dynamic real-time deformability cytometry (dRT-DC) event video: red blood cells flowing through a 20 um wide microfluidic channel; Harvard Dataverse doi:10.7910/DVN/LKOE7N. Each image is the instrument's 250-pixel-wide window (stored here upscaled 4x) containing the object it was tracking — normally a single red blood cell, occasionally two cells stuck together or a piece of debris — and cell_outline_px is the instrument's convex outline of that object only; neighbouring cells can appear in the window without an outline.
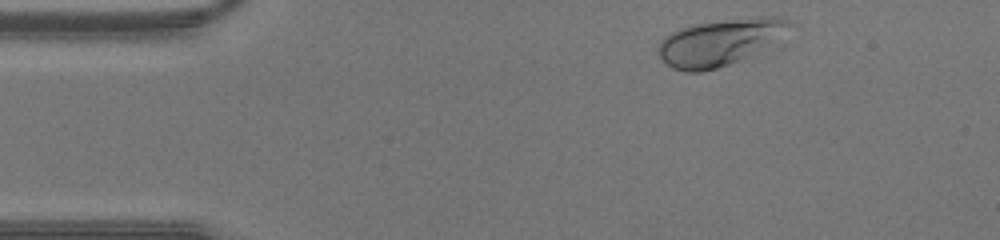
{"species": "human", "species_latin": "Homo sapiens", "temperature_condition": "warm", "stored_images_in_passage": 34, "camera_frame_rate_fps": 3000, "um_per_image_px": 0.085, "donor": {"sex": "male"}, "frame": {"image": 1, "passage_image": 2, "time_ms": 0.333, "image_size_px": [1000, 240], "cell_outline_px": [[792, 24], [784, 44], [780, 48], [716, 68], [700, 72], [684, 72], [672, 68], [656, 52], [656, 48], [660, 40], [664, 36], [680, 28], [692, 24], [756, 16], [776, 16], [788, 20]], "centroid_in_image_um": [61.38, 3.59], "position_along_channel_um": 23.6, "area_um2": 37.45}}
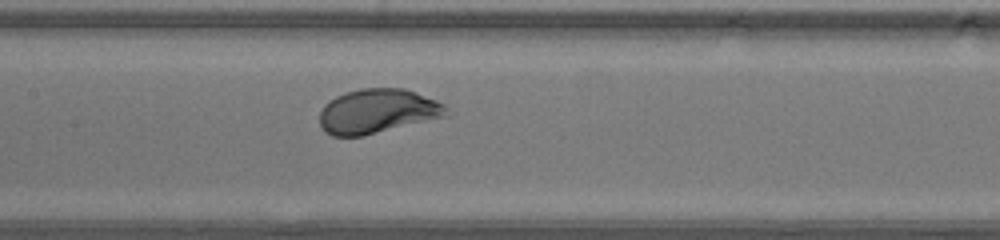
{"frame": {"image": 2, "passage_image": 16, "time_ms": 5.0, "image_size_px": [1000, 240], "cell_outline_px": [[448, 116], [364, 136], [332, 136], [324, 132], [320, 128], [320, 112], [324, 104], [328, 100], [344, 92], [360, 88], [404, 88], [416, 92], [436, 100], [444, 104], [448, 108]], "centroid_in_image_um": [32.07, 9.46], "position_along_channel_um": 175.3, "area_um2": 33.23}}
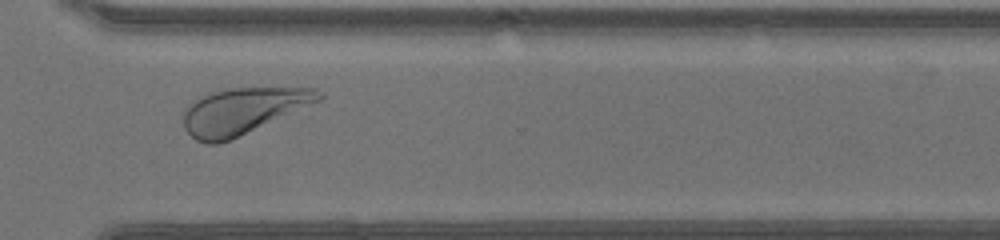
{"frame": {"image": 3, "passage_image": 27, "time_ms": 8.667, "image_size_px": [1000, 240], "cell_outline_px": [[324, 96], [320, 100], [312, 104], [232, 140], [216, 144], [208, 144], [196, 140], [184, 128], [184, 108], [192, 100], [208, 92], [224, 88], [316, 88], [324, 92]], "centroid_in_image_um": [20.61, 9.42], "position_along_channel_um": 350.0, "area_um2": 36.7}}